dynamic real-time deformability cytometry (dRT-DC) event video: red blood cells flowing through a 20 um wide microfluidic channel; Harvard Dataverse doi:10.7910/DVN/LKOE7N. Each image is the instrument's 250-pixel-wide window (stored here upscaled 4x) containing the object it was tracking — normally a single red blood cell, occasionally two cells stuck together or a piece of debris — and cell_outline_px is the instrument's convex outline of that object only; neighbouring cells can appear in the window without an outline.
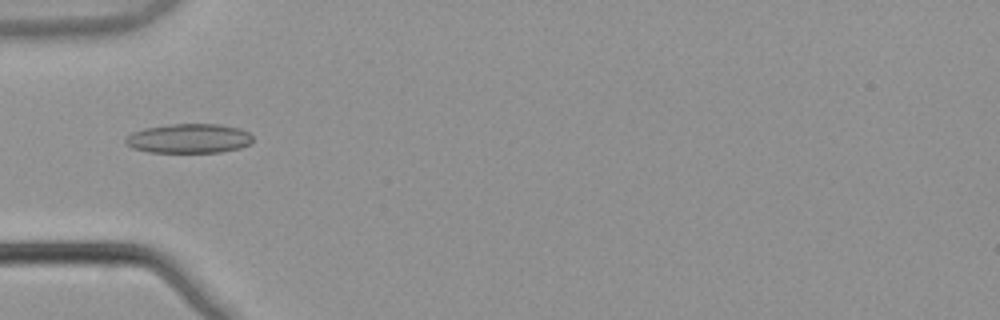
{"species": "common noctule bat (a hibernating species)", "species_latin": "Nyctalus noctula", "temperature_condition": "warm", "stored_images_in_passage": 5, "camera_frame_rate_fps": 3000, "um_per_image_px": 0.085, "animal": {"sex": "male", "body_mass_g": 21.5, "forearm_length_mm": 52.0}, "frame": {"image": 1, "passage_image": 5, "time_ms": 1.333, "image_size_px": [1000, 320], "cell_outline_px": [[252, 144], [240, 148], [220, 152], [148, 152], [132, 148], [124, 144], [124, 140], [132, 132], [144, 128], [172, 124], [220, 124], [240, 128], [248, 132], [252, 136]], "centroid_in_image_um": [16.06, 11.77], "position_along_channel_um": 68.9, "area_um2": 21.96}}